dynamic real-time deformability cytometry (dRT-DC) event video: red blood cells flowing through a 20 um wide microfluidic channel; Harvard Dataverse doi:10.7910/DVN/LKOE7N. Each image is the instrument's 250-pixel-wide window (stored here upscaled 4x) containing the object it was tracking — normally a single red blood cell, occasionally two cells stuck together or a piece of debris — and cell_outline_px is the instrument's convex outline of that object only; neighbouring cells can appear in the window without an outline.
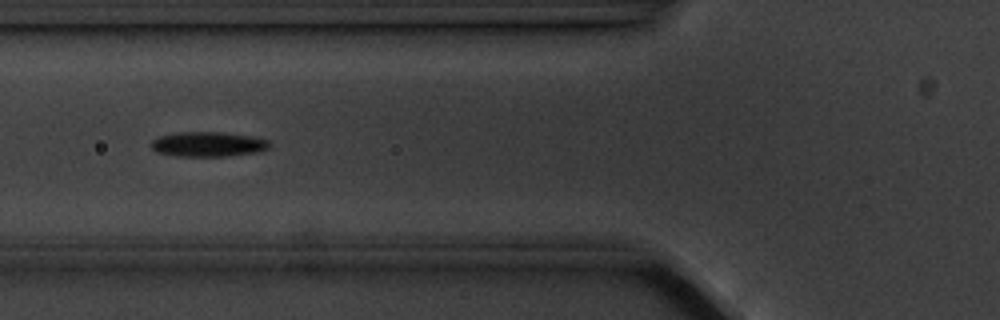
{"species": "common noctule bat (a hibernating species)", "species_latin": "Nyctalus noctula", "temperature_condition": "cold", "stored_images_in_passage": 9, "camera_frame_rate_fps": 3000, "um_per_image_px": 0.085, "animal": {"sex": "male", "body_mass_g": 20.1, "forearm_length_mm": 53.5}, "frame": {"image": 1, "passage_image": 2, "time_ms": 1.333, "image_size_px": [1000, 320], "cell_outline_px": [[272, 148], [256, 152], [228, 156], [176, 156], [156, 152], [152, 148], [152, 140], [160, 136], [180, 132], [220, 132], [252, 136], [268, 140], [272, 144]], "centroid_in_image_um": [17.73, 12.26], "position_along_channel_um": 108.1, "area_um2": 17.17}}
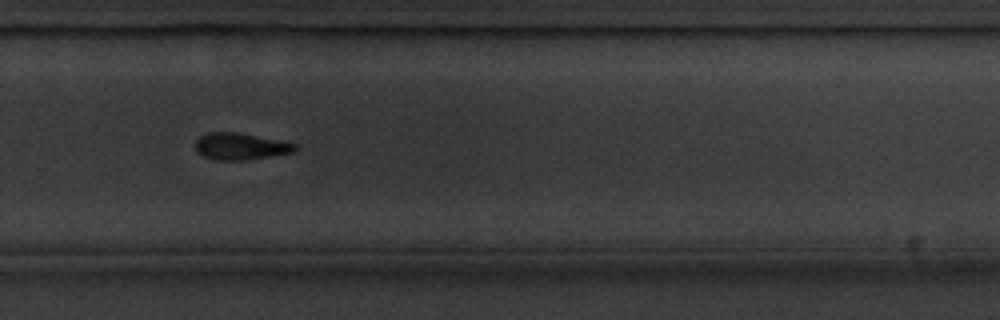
{"frame": {"image": 2, "passage_image": 7, "time_ms": 7.0, "image_size_px": [1000, 320], "cell_outline_px": [[296, 148], [292, 152], [272, 156], [244, 160], [216, 160], [204, 156], [196, 148], [196, 140], [200, 136], [208, 132], [236, 132], [296, 144]], "centroid_in_image_um": [20.41, 12.44], "position_along_channel_um": 309.4, "area_um2": 15.14}}
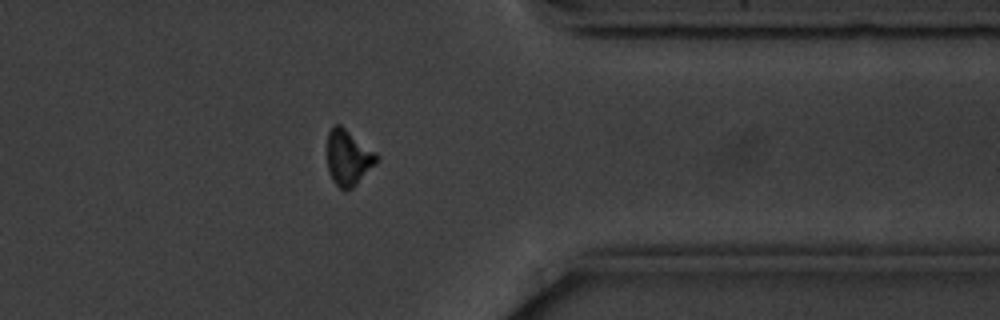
{"frame": {"image": 3, "passage_image": 9, "time_ms": 9.333, "image_size_px": [1000, 320], "cell_outline_px": [[380, 160], [352, 188], [344, 192], [332, 180], [328, 168], [328, 132], [332, 124], [340, 124], [376, 152], [380, 156]], "centroid_in_image_um": [29.62, 13.39], "position_along_channel_um": 381.8, "area_um2": 16.13}}